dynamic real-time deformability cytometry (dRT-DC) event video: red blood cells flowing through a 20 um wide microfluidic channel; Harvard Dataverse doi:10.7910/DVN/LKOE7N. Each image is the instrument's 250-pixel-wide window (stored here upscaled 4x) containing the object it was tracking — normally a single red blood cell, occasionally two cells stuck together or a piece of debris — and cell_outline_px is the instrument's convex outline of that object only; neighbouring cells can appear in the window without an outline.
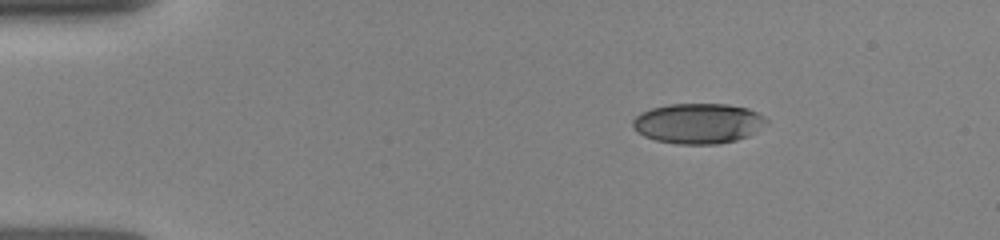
{"species": "human", "species_latin": "Homo sapiens", "temperature_condition": "room temperature", "stored_images_in_passage": 33, "camera_frame_rate_fps": 3000, "um_per_image_px": 0.085, "donor": {"sex": "female"}, "frame": {"image": 1, "passage_image": 4, "time_ms": 2.0, "image_size_px": [1000, 240], "cell_outline_px": [[768, 124], [756, 132], [748, 136], [736, 140], [716, 144], [676, 144], [656, 140], [644, 136], [636, 132], [632, 128], [632, 120], [640, 112], [652, 108], [668, 104], [728, 104], [748, 108], [764, 116], [768, 120]], "centroid_in_image_um": [59.35, 10.49], "position_along_channel_um": 25.7, "area_um2": 31.67}}
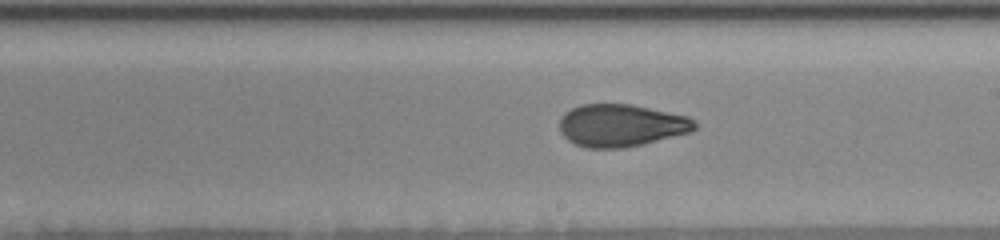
{"frame": {"image": 2, "passage_image": 18, "time_ms": 9.0, "image_size_px": [1000, 240], "cell_outline_px": [[696, 128], [692, 132], [640, 144], [620, 148], [584, 148], [568, 140], [560, 132], [560, 120], [564, 112], [580, 104], [632, 104], [688, 116], [696, 124]], "centroid_in_image_um": [52.77, 10.65], "position_along_channel_um": 236.2, "area_um2": 33.35}}
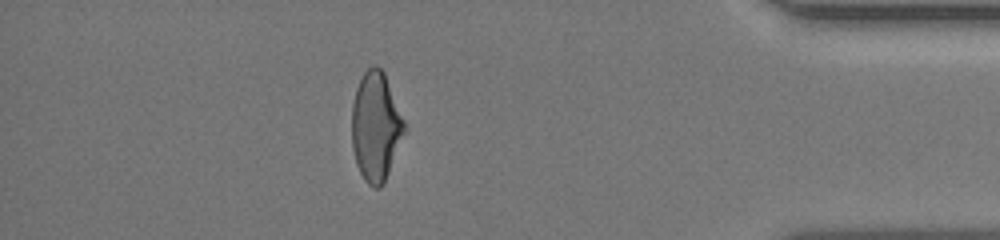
{"frame": {"image": 3, "passage_image": 28, "time_ms": 14.0, "image_size_px": [1000, 240], "cell_outline_px": [[408, 128], [384, 184], [380, 188], [376, 188], [368, 184], [364, 180], [356, 164], [352, 148], [352, 104], [356, 88], [364, 72], [372, 64], [376, 64], [384, 72]], "centroid_in_image_um": [31.96, 10.78], "position_along_channel_um": 403.2, "area_um2": 33.87}}